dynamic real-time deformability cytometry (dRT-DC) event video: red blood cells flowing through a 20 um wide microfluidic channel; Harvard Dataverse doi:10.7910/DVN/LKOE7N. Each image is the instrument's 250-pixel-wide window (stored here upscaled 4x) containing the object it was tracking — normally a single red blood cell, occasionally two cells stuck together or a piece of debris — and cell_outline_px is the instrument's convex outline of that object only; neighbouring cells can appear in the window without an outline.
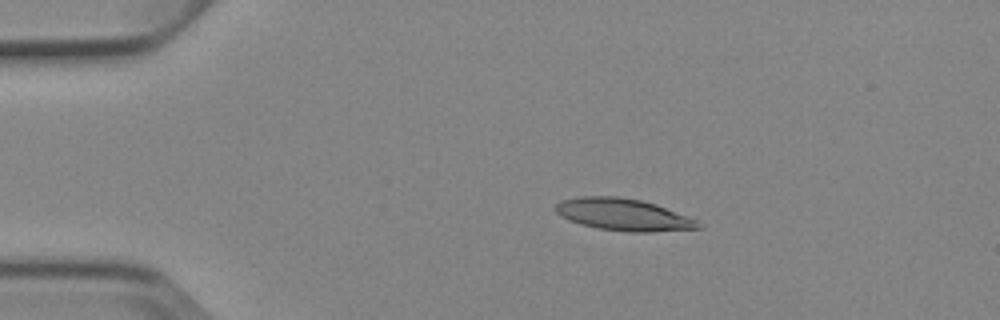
{"species": "Egyptian fruit bat (a non-hibernating species)", "species_latin": "Rousettus aegyptiacus", "temperature_condition": "cold", "stored_images_in_passage": 5, "camera_frame_rate_fps": 3000, "um_per_image_px": 0.085, "animal": {"sex": "female"}, "frame": {"image": 1, "passage_image": 3, "time_ms": 3.333, "image_size_px": [1000, 320], "cell_outline_px": [[704, 228], [652, 232], [628, 232], [600, 228], [580, 224], [568, 220], [560, 216], [556, 212], [556, 204], [560, 200], [580, 196], [616, 196], [640, 200], [656, 204], [688, 216], [704, 224]], "centroid_in_image_um": [53.01, 18.24], "position_along_channel_um": 32.0, "area_um2": 26.76}}
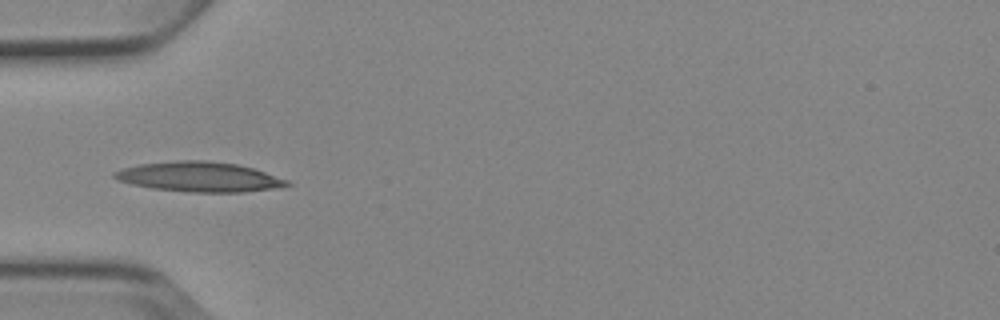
{"frame": {"image": 2, "passage_image": 5, "time_ms": 5.667, "image_size_px": [1000, 320], "cell_outline_px": [[292, 184], [272, 188], [244, 192], [188, 192], [152, 188], [132, 184], [120, 180], [112, 176], [112, 172], [124, 168], [140, 164], [176, 160], [204, 160], [236, 164], [252, 168], [288, 180]], "centroid_in_image_um": [16.91, 15.03], "position_along_channel_um": 68.1, "area_um2": 29.77}}